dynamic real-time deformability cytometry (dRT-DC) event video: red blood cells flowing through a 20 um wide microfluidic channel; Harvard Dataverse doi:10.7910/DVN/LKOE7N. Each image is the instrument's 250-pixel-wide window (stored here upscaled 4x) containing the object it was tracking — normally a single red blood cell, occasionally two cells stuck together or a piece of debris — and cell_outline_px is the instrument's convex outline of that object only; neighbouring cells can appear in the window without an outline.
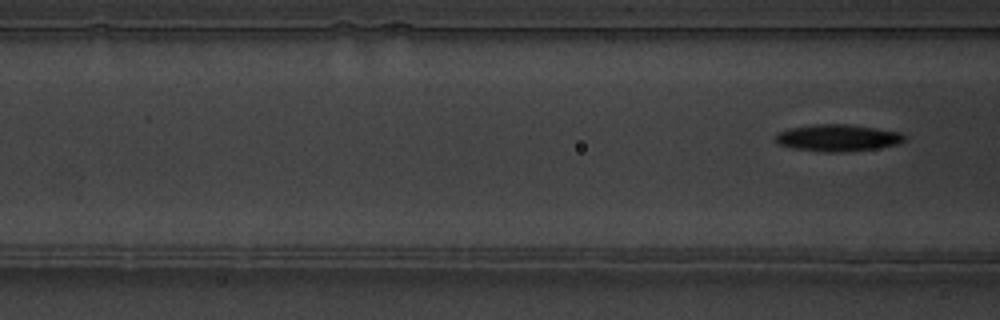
{"species": "common noctule bat (a hibernating species)", "species_latin": "Nyctalus noctula", "temperature_condition": "warm", "stored_images_in_passage": 8, "camera_frame_rate_fps": 3000, "um_per_image_px": 0.085, "animal": {"sex": "male", "body_mass_g": 19.5, "forearm_length_mm": 54.6}, "frame": {"image": 1, "passage_image": 8, "time_ms": 2.333, "image_size_px": [1000, 320], "cell_outline_px": [[908, 136], [904, 140], [896, 144], [876, 148], [844, 152], [828, 152], [792, 148], [780, 144], [776, 140], [776, 136], [780, 132], [792, 128], [816, 124], [848, 124], [900, 132]], "centroid_in_image_um": [71.24, 11.72], "position_along_channel_um": 95.4, "area_um2": 19.83}}